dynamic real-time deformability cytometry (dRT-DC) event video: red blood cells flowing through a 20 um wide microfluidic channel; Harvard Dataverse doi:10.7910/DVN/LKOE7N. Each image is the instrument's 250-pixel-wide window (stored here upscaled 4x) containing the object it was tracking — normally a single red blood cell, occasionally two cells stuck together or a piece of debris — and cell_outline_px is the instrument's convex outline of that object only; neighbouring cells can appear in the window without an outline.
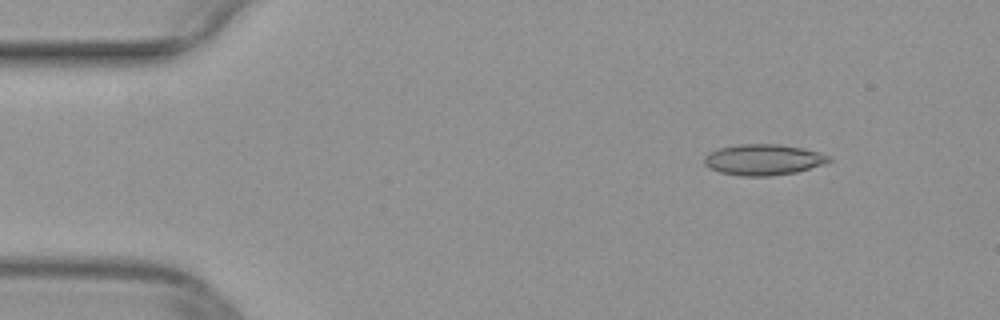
{"species": "common noctule bat (a hibernating species)", "species_latin": "Nyctalus noctula", "temperature_condition": "warm", "stored_images_in_passage": 11, "camera_frame_rate_fps": 3000, "um_per_image_px": 0.085, "animal": {"sex": "female", "body_mass_g": 29.2, "forearm_length_mm": 56.3}, "frame": {"image": 1, "passage_image": 5, "time_ms": 1.333, "image_size_px": [1000, 320], "cell_outline_px": [[832, 160], [824, 164], [796, 172], [768, 176], [740, 176], [720, 172], [708, 168], [704, 164], [704, 156], [708, 152], [716, 148], [740, 144], [780, 144], [820, 152], [832, 156]], "centroid_in_image_um": [64.86, 13.57], "position_along_channel_um": 20.1, "area_um2": 22.66}}